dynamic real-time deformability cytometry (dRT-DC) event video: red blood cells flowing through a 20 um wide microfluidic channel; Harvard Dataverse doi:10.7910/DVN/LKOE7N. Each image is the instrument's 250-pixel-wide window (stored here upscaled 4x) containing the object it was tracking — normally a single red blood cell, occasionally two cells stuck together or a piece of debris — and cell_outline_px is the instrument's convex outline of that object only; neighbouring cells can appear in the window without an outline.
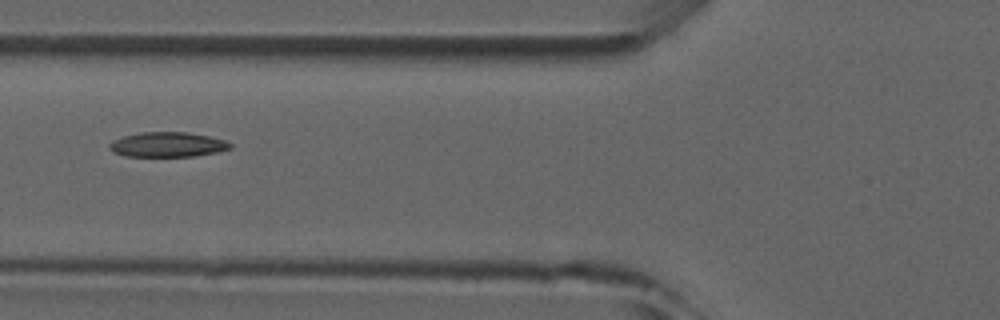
{"species": "common noctule bat (a hibernating species)", "species_latin": "Nyctalus noctula", "temperature_condition": "room temperature", "stored_images_in_passage": 7, "camera_frame_rate_fps": 3000, "um_per_image_px": 0.085, "animal": {"sex": "male", "forearm_length_mm": 52.5}, "frame": {"image": 1, "passage_image": 6, "time_ms": 6.0, "image_size_px": [1000, 320], "cell_outline_px": [[232, 148], [216, 152], [192, 156], [124, 156], [112, 152], [108, 148], [108, 144], [112, 140], [124, 136], [140, 132], [188, 132], [208, 136], [224, 140], [232, 144]], "centroid_in_image_um": [14.2, 12.28], "position_along_channel_um": 111.6, "area_um2": 17.51}}
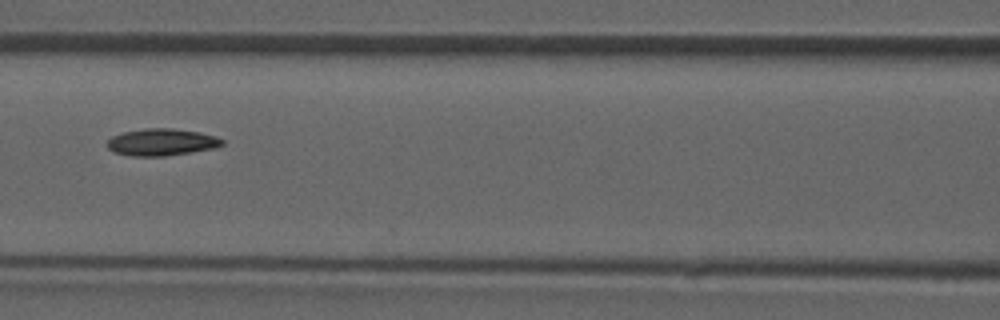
{"frame": {"image": 2, "passage_image": 7, "time_ms": 7.0, "image_size_px": [1000, 320], "cell_outline_px": [[224, 144], [216, 148], [164, 156], [132, 156], [116, 152], [108, 148], [108, 140], [112, 136], [124, 132], [144, 128], [172, 128], [200, 132], [216, 136], [224, 140]], "centroid_in_image_um": [13.78, 12.07], "position_along_channel_um": 152.8, "area_um2": 18.03}}